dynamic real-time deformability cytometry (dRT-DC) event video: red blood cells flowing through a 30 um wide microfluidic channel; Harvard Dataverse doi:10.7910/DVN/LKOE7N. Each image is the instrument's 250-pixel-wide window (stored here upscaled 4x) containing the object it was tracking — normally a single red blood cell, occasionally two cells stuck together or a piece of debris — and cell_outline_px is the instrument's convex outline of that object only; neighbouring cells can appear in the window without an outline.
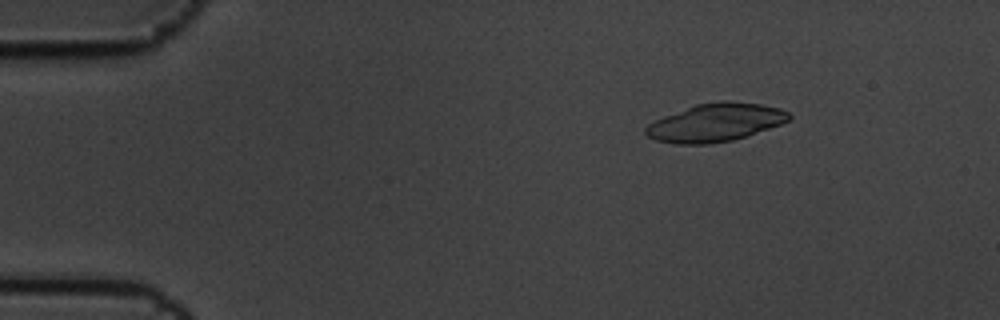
{"species": "common noctule bat (a hibernating species)", "species_latin": "Nyctalus noctula", "temperature_condition": "cold", "stored_images_in_passage": 6, "camera_frame_rate_fps": 3000, "um_per_image_px": 0.085, "animal": {"sex": "male", "body_mass_g": 19.5, "forearm_length_mm": 54.6}, "frame": {"image": 1, "passage_image": 3, "time_ms": 0.667, "image_size_px": [1000, 320], "cell_outline_px": [[792, 116], [788, 120], [780, 124], [732, 140], [704, 144], [676, 144], [656, 140], [648, 136], [644, 132], [644, 128], [648, 124], [664, 116], [696, 104], [724, 100], [728, 100], [760, 104], [780, 108], [788, 112]], "centroid_in_image_um": [60.79, 10.4], "position_along_channel_um": 24.2, "area_um2": 31.44}}